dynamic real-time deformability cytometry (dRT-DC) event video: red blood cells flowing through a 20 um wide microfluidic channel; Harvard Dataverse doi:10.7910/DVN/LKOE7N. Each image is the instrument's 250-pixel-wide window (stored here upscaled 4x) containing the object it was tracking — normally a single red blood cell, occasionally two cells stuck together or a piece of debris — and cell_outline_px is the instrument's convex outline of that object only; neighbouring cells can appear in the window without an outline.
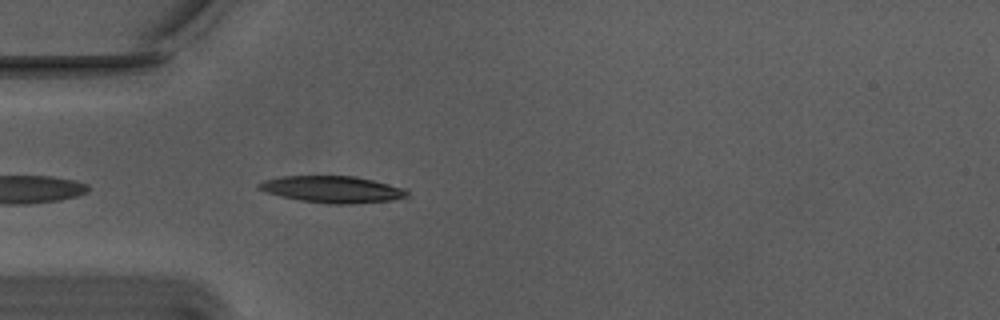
{"species": "Egyptian fruit bat (a non-hibernating species)", "species_latin": "Rousettus aegyptiacus", "temperature_condition": "warm", "stored_images_in_passage": 6, "camera_frame_rate_fps": 3000, "um_per_image_px": 0.085, "animal": {"sex": "male"}, "frame": {"image": 1, "passage_image": 2, "time_ms": 0.333, "image_size_px": [1000, 320], "cell_outline_px": [[408, 196], [392, 200], [352, 204], [328, 204], [300, 200], [280, 196], [264, 192], [256, 188], [256, 184], [264, 180], [280, 176], [356, 176], [408, 188]], "centroid_in_image_um": [28.25, 16.09], "position_along_channel_um": 56.8, "area_um2": 23.41}}